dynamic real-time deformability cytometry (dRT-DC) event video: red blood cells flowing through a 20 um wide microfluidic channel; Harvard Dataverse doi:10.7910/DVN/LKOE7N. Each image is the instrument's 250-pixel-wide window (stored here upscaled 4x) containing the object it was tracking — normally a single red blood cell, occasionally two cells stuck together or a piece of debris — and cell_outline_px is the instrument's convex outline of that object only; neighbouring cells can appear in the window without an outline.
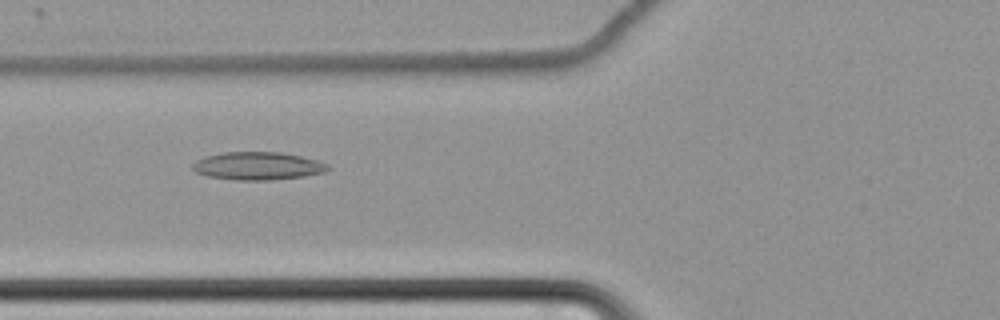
{"species": "common noctule bat (a hibernating species)", "species_latin": "Nyctalus noctula", "temperature_condition": "cold", "stored_images_in_passage": 41, "camera_frame_rate_fps": 3000, "um_per_image_px": 0.085, "animal": {"sex": "female", "body_mass_g": 22.7, "forearm_length_mm": 54.2}, "frame": {"image": 1, "passage_image": 5, "time_ms": 1.333, "image_size_px": [1000, 320], "cell_outline_px": [[332, 168], [324, 172], [304, 176], [272, 180], [236, 180], [208, 176], [196, 172], [192, 168], [192, 164], [196, 160], [204, 156], [224, 152], [280, 152], [300, 156], [316, 160], [328, 164]], "centroid_in_image_um": [21.9, 14.1], "position_along_channel_um": 103.9, "area_um2": 22.02}}
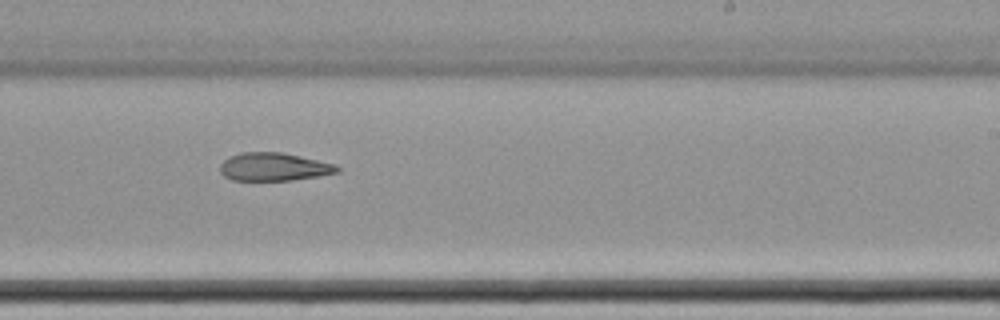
{"frame": {"image": 2, "passage_image": 19, "time_ms": 6.0, "image_size_px": [1000, 320], "cell_outline_px": [[340, 172], [320, 176], [292, 180], [232, 180], [224, 176], [220, 172], [220, 164], [228, 156], [240, 152], [284, 152], [336, 164], [340, 168]], "centroid_in_image_um": [23.29, 14.17], "position_along_channel_um": 265.7, "area_um2": 19.42}}
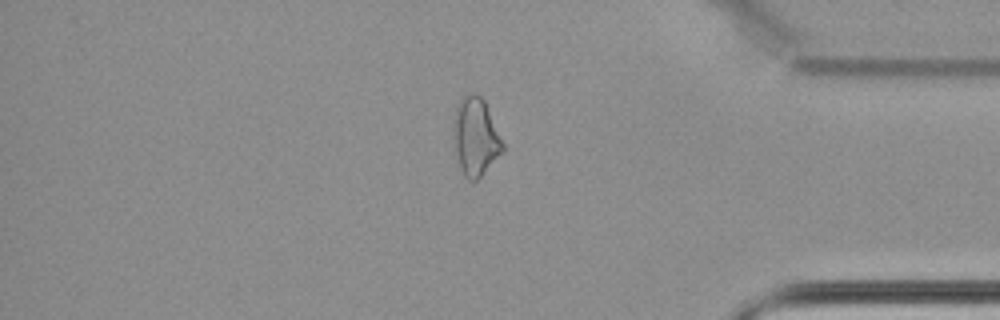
{"frame": {"image": 3, "passage_image": 32, "time_ms": 10.333, "image_size_px": [1000, 320], "cell_outline_px": [[504, 152], [476, 180], [468, 180], [460, 172], [456, 156], [452, 136], [452, 124], [456, 104], [468, 92], [472, 92], [480, 96], [484, 100], [504, 144]], "centroid_in_image_um": [40.38, 11.62], "position_along_channel_um": 394.8, "area_um2": 22.77}, "authors_computed_cell_mechanics": {"area_um2": 20.8658, "velocity_mm_per_s": 3.468, "shape_relaxation_time_tau1_ms": null, "shape_relaxation_time_tau2_ms": 8.255, "deformation_change_tau1": null, "deformation_change_tau2": 0.1741}}